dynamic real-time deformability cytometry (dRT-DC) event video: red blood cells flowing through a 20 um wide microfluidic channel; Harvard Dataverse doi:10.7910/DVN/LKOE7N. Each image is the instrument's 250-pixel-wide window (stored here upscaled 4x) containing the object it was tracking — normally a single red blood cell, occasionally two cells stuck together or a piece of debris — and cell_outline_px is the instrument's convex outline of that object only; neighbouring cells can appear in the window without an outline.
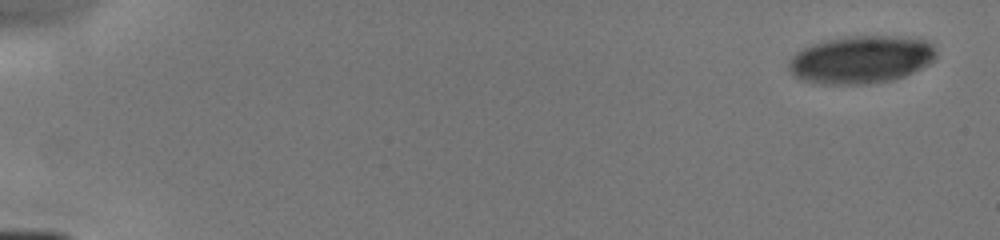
{"species": "human", "species_latin": "Homo sapiens", "temperature_condition": "cold", "stored_images_in_passage": 8, "camera_frame_rate_fps": 3000, "um_per_image_px": 0.085, "donor": {"sex": "male"}, "frame": {"image": 1, "passage_image": 1, "time_ms": 0.0, "image_size_px": [1000, 240], "cell_outline_px": [[936, 56], [924, 68], [904, 76], [892, 80], [864, 84], [820, 84], [800, 80], [788, 68], [788, 60], [796, 52], [812, 44], [824, 40], [852, 36], [896, 36], [924, 40], [932, 44], [936, 52]], "centroid_in_image_um": [73.17, 5.07], "position_along_channel_um": 11.8, "area_um2": 41.04}}
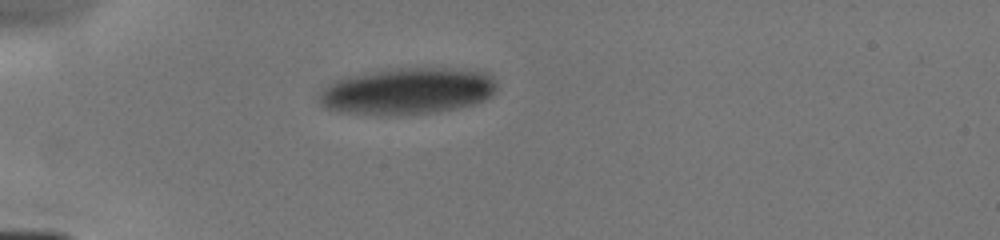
{"frame": {"image": 2, "passage_image": 6, "time_ms": 4.333, "image_size_px": [1000, 240], "cell_outline_px": [[496, 92], [492, 96], [476, 104], [456, 108], [432, 112], [380, 116], [340, 112], [324, 108], [320, 104], [316, 96], [328, 84], [344, 76], [364, 72], [396, 68], [452, 68], [488, 72], [496, 80]], "centroid_in_image_um": [34.6, 7.74], "position_along_channel_um": 50.4, "area_um2": 49.07}}
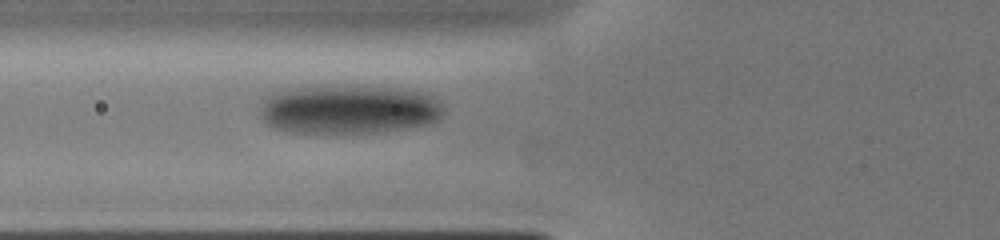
{"frame": {"image": 3, "passage_image": 8, "time_ms": 6.0, "image_size_px": [1000, 240], "cell_outline_px": [[444, 112], [436, 120], [428, 124], [372, 132], [296, 132], [276, 128], [268, 124], [260, 116], [260, 100], [272, 92], [296, 88], [388, 88], [424, 92], [440, 100]], "centroid_in_image_um": [29.62, 9.31], "position_along_channel_um": 96.2, "area_um2": 51.04}}